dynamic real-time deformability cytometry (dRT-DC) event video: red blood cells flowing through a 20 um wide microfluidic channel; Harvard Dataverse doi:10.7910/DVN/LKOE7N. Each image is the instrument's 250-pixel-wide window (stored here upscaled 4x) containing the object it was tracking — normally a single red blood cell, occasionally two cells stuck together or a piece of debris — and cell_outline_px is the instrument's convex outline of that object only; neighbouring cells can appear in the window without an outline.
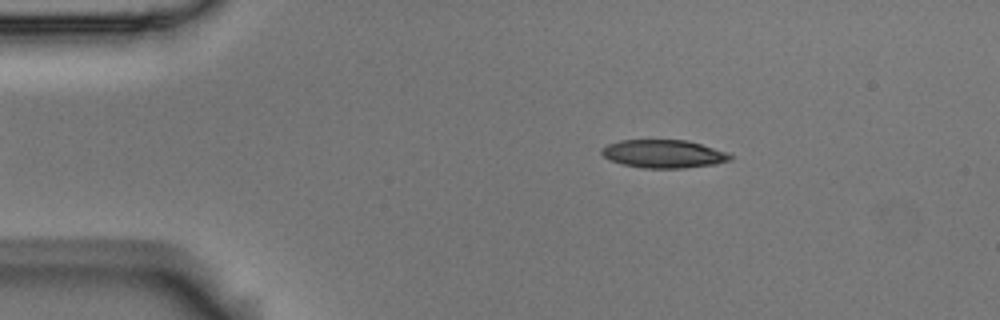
{"species": "Egyptian fruit bat (a non-hibernating species)", "species_latin": "Rousettus aegyptiacus", "temperature_condition": "room temperature", "stored_images_in_passage": 5, "camera_frame_rate_fps": 3000, "um_per_image_px": 0.085, "animal": {"sex": "male"}, "frame": {"image": 1, "passage_image": 2, "time_ms": 0.333, "image_size_px": [1000, 320], "cell_outline_px": [[732, 160], [716, 164], [684, 168], [644, 168], [624, 164], [612, 160], [604, 156], [600, 152], [600, 148], [608, 144], [620, 140], [684, 140], [700, 144], [728, 152], [732, 156]], "centroid_in_image_um": [56.42, 13.08], "position_along_channel_um": 28.6, "area_um2": 20.98}}
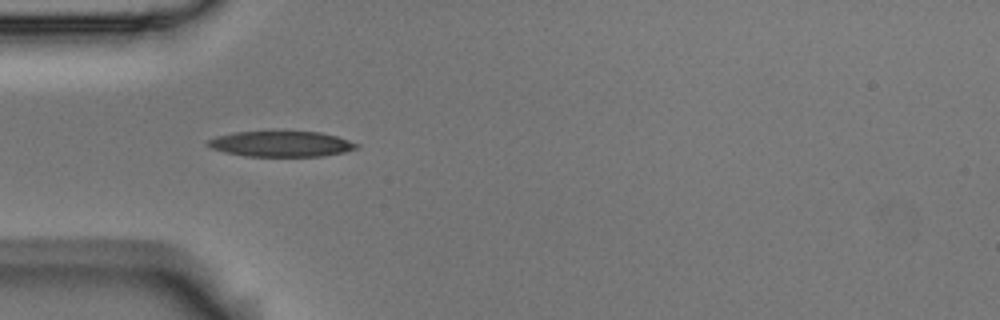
{"frame": {"image": 2, "passage_image": 4, "time_ms": 1.0, "image_size_px": [1000, 320], "cell_outline_px": [[360, 144], [356, 148], [344, 152], [324, 156], [248, 156], [224, 152], [212, 148], [204, 144], [208, 140], [216, 136], [236, 132], [320, 132], [336, 136]], "centroid_in_image_um": [23.89, 12.24], "position_along_channel_um": 61.1, "area_um2": 21.96}}
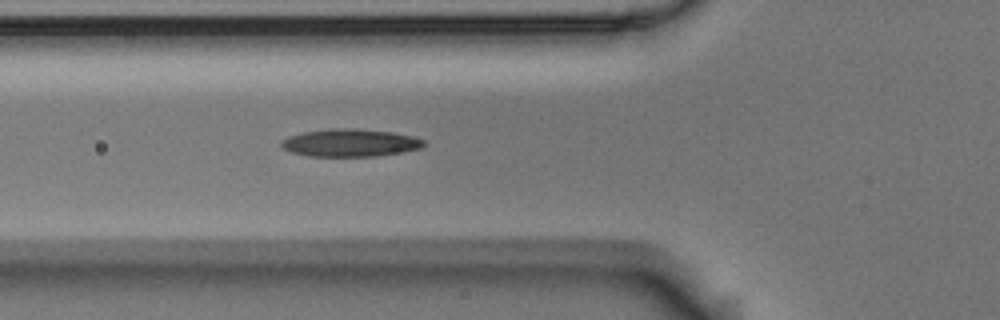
{"frame": {"image": 3, "passage_image": 5, "time_ms": 1.333, "image_size_px": [1000, 320], "cell_outline_px": [[428, 144], [420, 148], [400, 152], [376, 156], [308, 156], [292, 152], [284, 148], [280, 144], [280, 140], [288, 136], [300, 132], [328, 128], [356, 128], [392, 132], [412, 136], [424, 140]], "centroid_in_image_um": [29.73, 12.12], "position_along_channel_um": 96.1, "area_um2": 23.12}}